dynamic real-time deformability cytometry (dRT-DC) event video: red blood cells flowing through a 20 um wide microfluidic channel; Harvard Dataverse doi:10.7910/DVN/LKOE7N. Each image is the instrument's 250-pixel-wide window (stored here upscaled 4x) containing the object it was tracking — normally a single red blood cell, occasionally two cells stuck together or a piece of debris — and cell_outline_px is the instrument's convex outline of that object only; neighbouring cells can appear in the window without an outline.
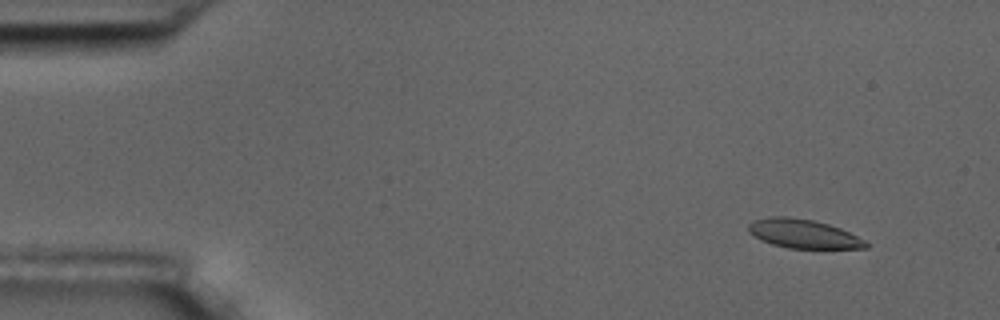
{"species": "common noctule bat (a hibernating species)", "species_latin": "Nyctalus noctula", "temperature_condition": "room temperature", "stored_images_in_passage": 8, "camera_frame_rate_fps": 3000, "um_per_image_px": 0.085, "animal": {"sex": "male", "body_mass_g": 17.5, "forearm_length_mm": 52.3}, "frame": {"image": 1, "passage_image": 2, "time_ms": 1.0, "image_size_px": [1000, 320], "cell_outline_px": [[868, 248], [788, 248], [772, 244], [756, 236], [748, 228], [748, 224], [752, 220], [768, 216], [788, 216], [812, 220], [828, 224], [840, 228], [864, 240], [868, 244]], "centroid_in_image_um": [68.28, 19.85], "position_along_channel_um": 16.7, "area_um2": 19.48}}
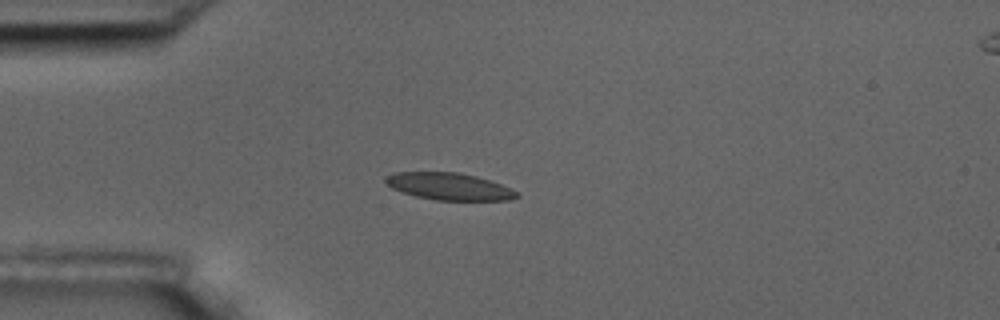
{"frame": {"image": 2, "passage_image": 5, "time_ms": 4.333, "image_size_px": [1000, 320], "cell_outline_px": [[520, 196], [512, 200], [436, 200], [416, 196], [392, 188], [384, 180], [392, 172], [460, 172], [476, 176], [500, 184], [516, 192]], "centroid_in_image_um": [38.18, 15.84], "position_along_channel_um": 46.8, "area_um2": 20.46}}
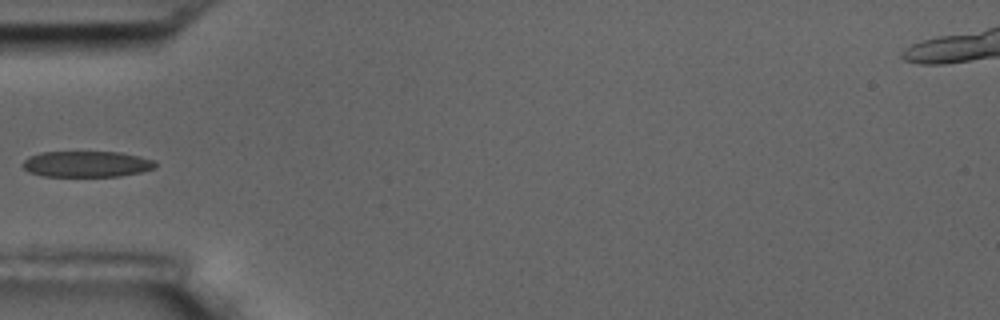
{"frame": {"image": 3, "passage_image": 6, "time_ms": 5.667, "image_size_px": [1000, 320], "cell_outline_px": [[156, 168], [140, 172], [120, 176], [44, 176], [28, 172], [20, 164], [28, 156], [40, 152], [120, 152], [156, 160]], "centroid_in_image_um": [7.35, 13.94], "position_along_channel_um": 77.7, "area_um2": 20.23}}